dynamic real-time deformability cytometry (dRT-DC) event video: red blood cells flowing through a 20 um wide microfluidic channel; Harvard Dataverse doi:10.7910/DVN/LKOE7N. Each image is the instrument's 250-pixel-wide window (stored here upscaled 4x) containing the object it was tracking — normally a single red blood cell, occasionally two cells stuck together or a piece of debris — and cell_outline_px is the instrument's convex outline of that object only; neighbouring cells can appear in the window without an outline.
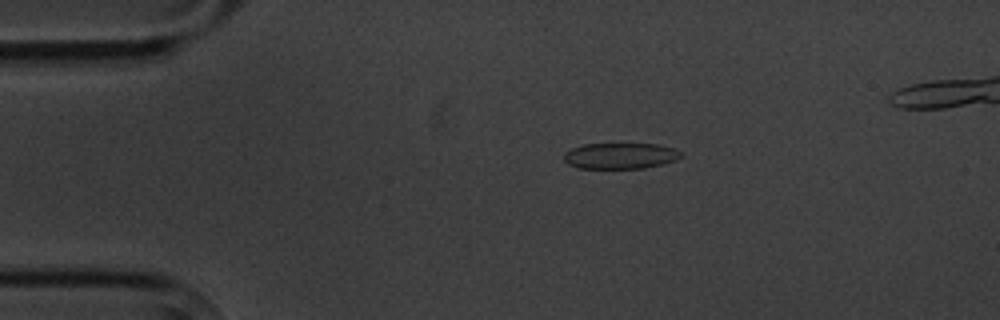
{"species": "common noctule bat (a hibernating species)", "species_latin": "Nyctalus noctula", "temperature_condition": "cold", "stored_images_in_passage": 11, "camera_frame_rate_fps": 3000, "um_per_image_px": 0.085, "animal": {"sex": "male", "body_mass_g": 20.1, "forearm_length_mm": 53.5}, "frame": {"image": 1, "passage_image": 3, "time_ms": 3.333, "image_size_px": [1000, 320], "cell_outline_px": [[680, 156], [676, 160], [664, 164], [644, 168], [580, 168], [568, 164], [564, 160], [564, 152], [572, 148], [584, 144], [656, 144], [676, 148], [680, 152]], "centroid_in_image_um": [52.73, 13.24], "position_along_channel_um": 32.3, "area_um2": 17.69}}
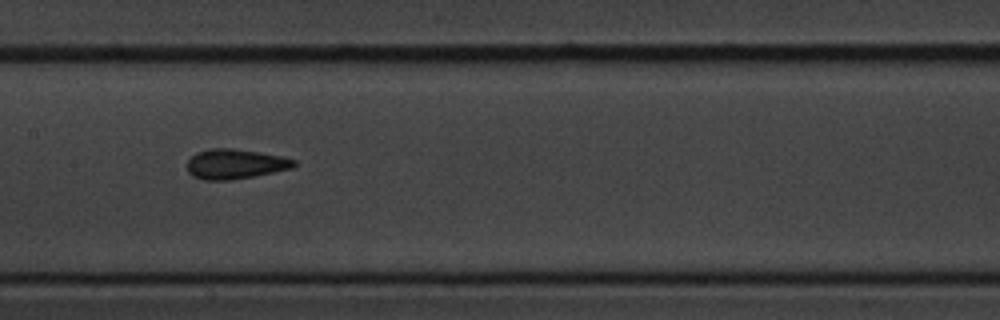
{"frame": {"image": 2, "passage_image": 8, "time_ms": 9.0, "image_size_px": [1000, 320], "cell_outline_px": [[296, 164], [292, 168], [252, 176], [228, 180], [204, 180], [192, 176], [188, 172], [188, 160], [196, 152], [212, 148], [232, 148], [280, 156], [296, 160]], "centroid_in_image_um": [19.95, 13.94], "position_along_channel_um": 187.4, "area_um2": 18.32}}
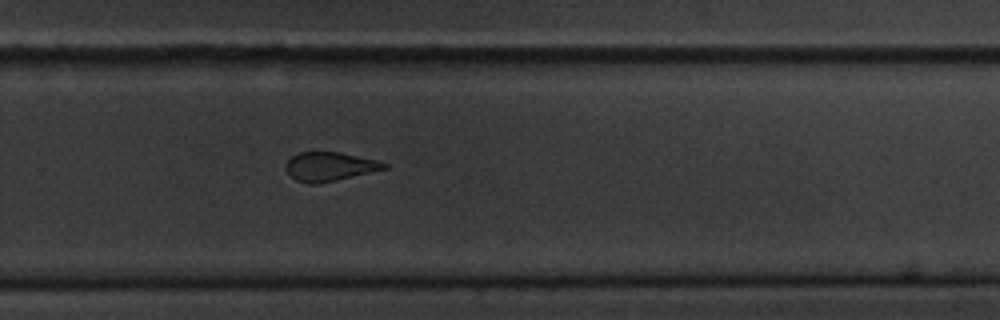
{"frame": {"image": 3, "passage_image": 11, "time_ms": 12.333, "image_size_px": [1000, 320], "cell_outline_px": [[388, 168], [336, 180], [316, 184], [312, 184], [296, 180], [284, 168], [284, 164], [292, 156], [300, 152], [340, 152], [376, 160], [388, 164]], "centroid_in_image_um": [28.0, 14.15], "position_along_channel_um": 301.8, "area_um2": 16.42}}